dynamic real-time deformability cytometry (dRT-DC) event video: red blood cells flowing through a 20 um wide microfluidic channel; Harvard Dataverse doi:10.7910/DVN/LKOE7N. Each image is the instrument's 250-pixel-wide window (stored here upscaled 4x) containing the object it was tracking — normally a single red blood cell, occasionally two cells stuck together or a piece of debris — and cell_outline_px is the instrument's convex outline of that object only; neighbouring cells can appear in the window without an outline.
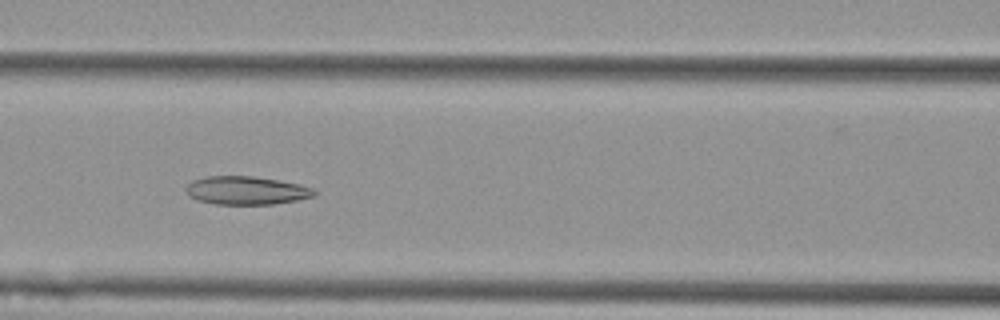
{"species": "Egyptian fruit bat (a non-hibernating species)", "species_latin": "Rousettus aegyptiacus", "temperature_condition": "cold", "stored_images_in_passage": 56, "camera_frame_rate_fps": 3000, "um_per_image_px": 0.085, "animal": {"sex": "female"}, "frame": {"image": 1, "passage_image": 24, "time_ms": 7.667, "image_size_px": [1000, 320], "cell_outline_px": [[316, 196], [296, 200], [272, 204], [216, 204], [196, 200], [188, 196], [184, 188], [192, 180], [208, 176], [252, 176], [276, 180], [296, 184], [312, 188], [316, 192]], "centroid_in_image_um": [20.88, 16.19], "position_along_channel_um": 145.7, "area_um2": 21.04}}
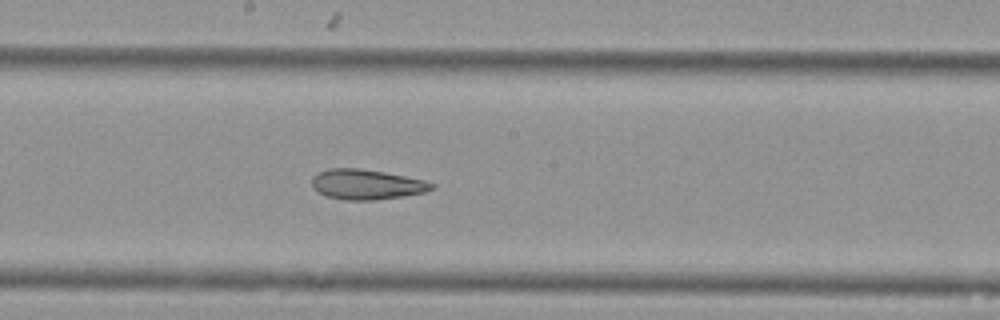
{"frame": {"image": 2, "passage_image": 30, "time_ms": 9.667, "image_size_px": [1000, 320], "cell_outline_px": [[436, 184], [432, 188], [424, 192], [404, 196], [376, 200], [344, 200], [324, 196], [316, 192], [312, 188], [312, 176], [328, 168], [360, 168], [384, 172], [424, 180]], "centroid_in_image_um": [31.1, 15.68], "position_along_channel_um": 217.1, "area_um2": 21.15}}
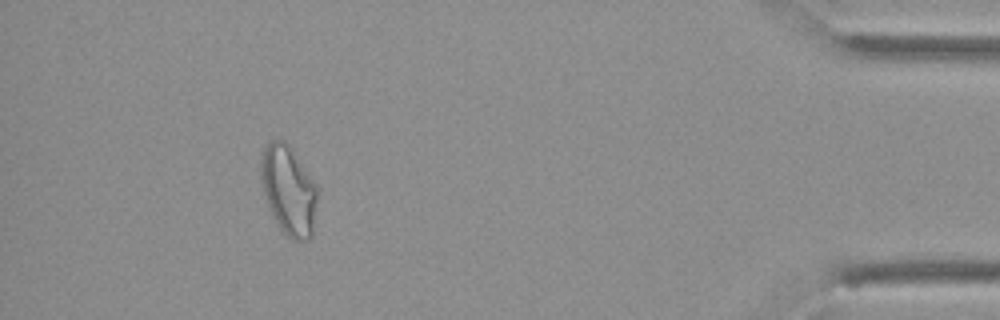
{"frame": {"image": 3, "passage_image": 51, "time_ms": 16.667, "image_size_px": [1000, 320], "cell_outline_px": [[316, 200], [312, 236], [308, 240], [292, 240], [276, 224], [268, 208], [260, 176], [260, 156], [264, 148], [272, 140], [284, 140], [292, 148], [316, 184]], "centroid_in_image_um": [24.5, 16.17], "position_along_channel_um": 410.7, "area_um2": 29.36}, "authors_computed_cell_mechanics": {"area_um2": 26.01, "velocity_mm_per_s": 3.5907, "shape_relaxation_time_tau1_ms": null, "shape_relaxation_time_tau2_ms": 4.3636, "deformation_change_tau1": null, "deformation_change_tau2": 0.1267}}